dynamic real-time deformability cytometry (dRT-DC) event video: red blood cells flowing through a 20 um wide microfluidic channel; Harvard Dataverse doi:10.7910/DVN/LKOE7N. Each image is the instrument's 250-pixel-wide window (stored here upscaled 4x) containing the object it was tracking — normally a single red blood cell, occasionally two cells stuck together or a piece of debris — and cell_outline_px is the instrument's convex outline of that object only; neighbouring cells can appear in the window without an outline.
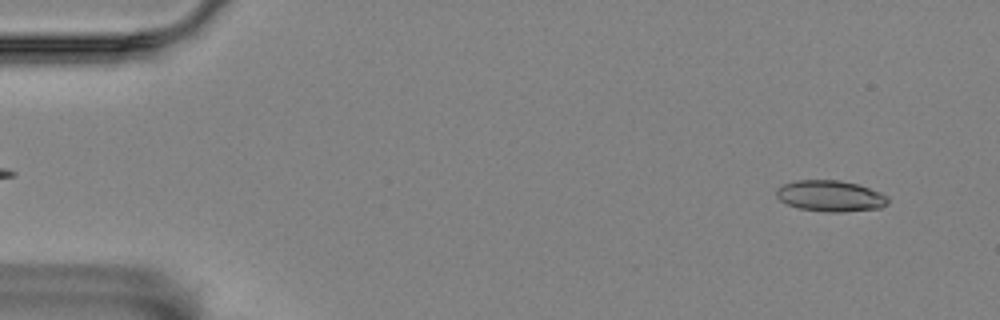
{"species": "Egyptian fruit bat (a non-hibernating species)", "species_latin": "Rousettus aegyptiacus", "temperature_condition": "room temperature", "stored_images_in_passage": 6, "camera_frame_rate_fps": 3000, "um_per_image_px": 0.085, "animal": {"sex": "female"}, "frame": {"image": 1, "passage_image": 1, "time_ms": 0.0, "image_size_px": [1000, 320], "cell_outline_px": [[888, 204], [880, 208], [840, 212], [828, 212], [800, 208], [788, 204], [780, 200], [776, 196], [776, 188], [784, 184], [796, 180], [840, 180], [860, 184], [880, 192], [888, 196]], "centroid_in_image_um": [70.6, 16.65], "position_along_channel_um": 14.4, "area_um2": 20.29}}
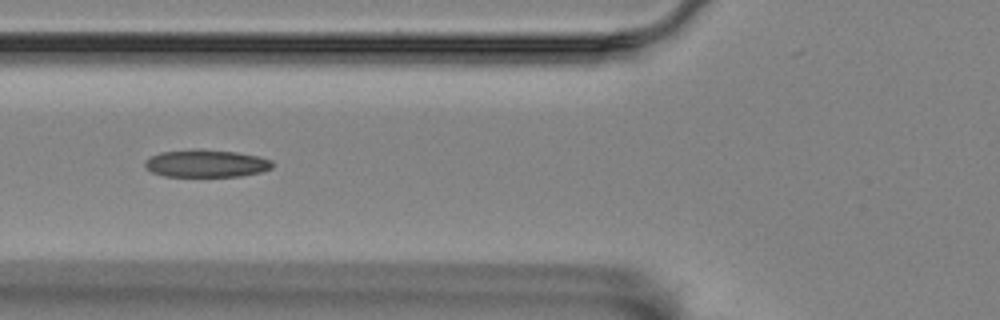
{"frame": {"image": 2, "passage_image": 6, "time_ms": 1.667, "image_size_px": [1000, 320], "cell_outline_px": [[272, 168], [260, 172], [240, 176], [164, 176], [152, 172], [144, 168], [144, 160], [160, 152], [236, 152], [260, 156], [272, 160]], "centroid_in_image_um": [17.54, 13.94], "position_along_channel_um": 108.3, "area_um2": 19.54}}